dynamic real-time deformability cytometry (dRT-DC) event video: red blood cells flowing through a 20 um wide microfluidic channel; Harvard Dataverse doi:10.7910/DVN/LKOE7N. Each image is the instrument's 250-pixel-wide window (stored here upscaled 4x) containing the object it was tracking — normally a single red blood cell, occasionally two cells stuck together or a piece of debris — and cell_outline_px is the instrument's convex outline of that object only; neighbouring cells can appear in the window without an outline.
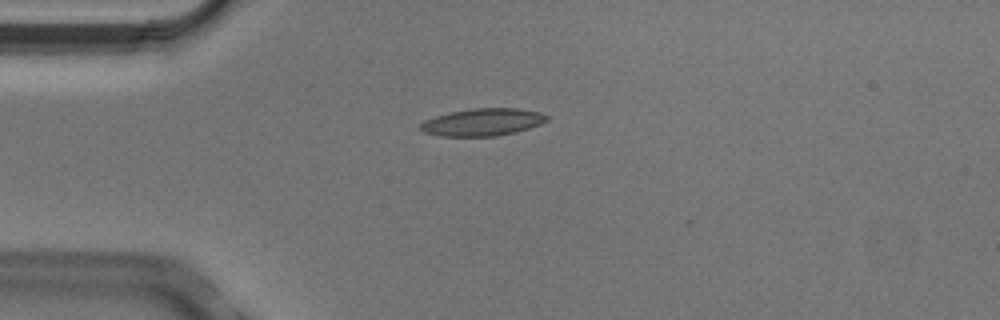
{"species": "Egyptian fruit bat (a non-hibernating species)", "species_latin": "Rousettus aegyptiacus", "temperature_condition": "cold", "stored_images_in_passage": 5, "camera_frame_rate_fps": 3000, "um_per_image_px": 0.085, "animal": {"sex": "male"}, "frame": {"image": 1, "passage_image": 3, "time_ms": 0.667, "image_size_px": [1000, 320], "cell_outline_px": [[548, 120], [540, 124], [516, 132], [496, 136], [440, 136], [424, 132], [420, 128], [420, 124], [424, 120], [448, 112], [472, 108], [516, 108], [540, 112], [548, 116]], "centroid_in_image_um": [41.01, 10.38], "position_along_channel_um": 44.0, "area_um2": 20.17}}
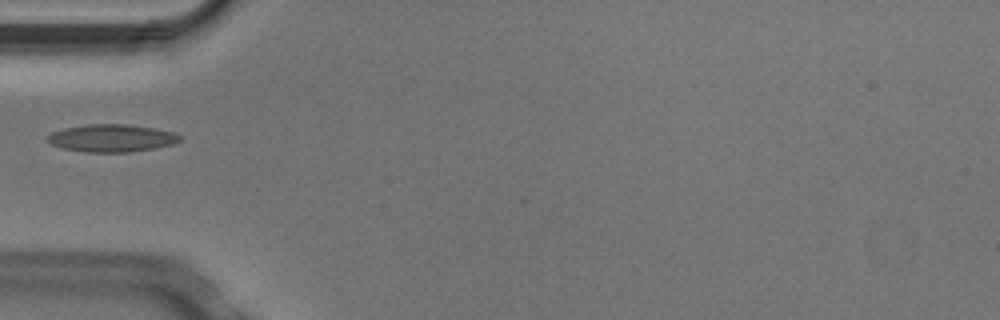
{"frame": {"image": 2, "passage_image": 4, "time_ms": 1.0, "image_size_px": [1000, 320], "cell_outline_px": [[180, 140], [172, 144], [156, 148], [128, 152], [88, 152], [64, 148], [52, 144], [44, 140], [44, 136], [52, 132], [64, 128], [88, 124], [128, 124], [156, 128], [172, 132], [180, 136]], "centroid_in_image_um": [9.45, 11.73], "position_along_channel_um": 75.5, "area_um2": 21.27}}